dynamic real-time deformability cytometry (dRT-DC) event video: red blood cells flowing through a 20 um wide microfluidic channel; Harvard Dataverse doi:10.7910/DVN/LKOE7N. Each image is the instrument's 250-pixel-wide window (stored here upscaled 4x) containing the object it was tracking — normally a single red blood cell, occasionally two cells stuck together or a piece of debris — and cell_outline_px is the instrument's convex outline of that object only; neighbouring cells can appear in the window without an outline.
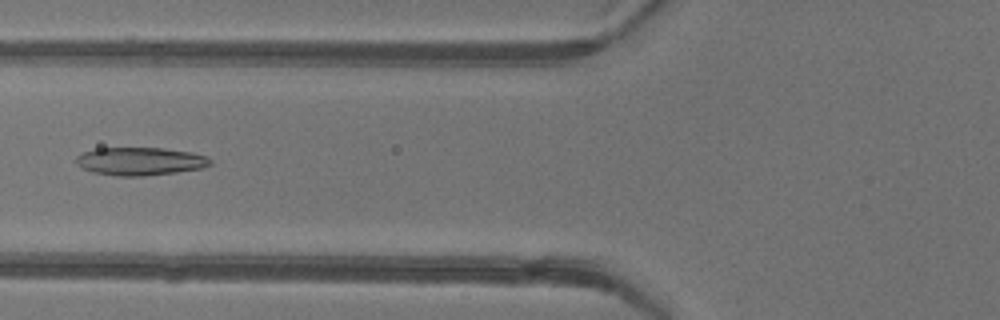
{"species": "common noctule bat (a hibernating species)", "species_latin": "Nyctalus noctula", "temperature_condition": "warm", "stored_images_in_passage": 50, "camera_frame_rate_fps": 3000, "um_per_image_px": 0.085, "animal": {"sex": "female"}, "frame": {"image": 1, "passage_image": 21, "time_ms": 6.667, "image_size_px": [1000, 320], "cell_outline_px": [[212, 164], [200, 168], [176, 172], [144, 176], [116, 176], [92, 172], [80, 168], [76, 164], [76, 156], [84, 152], [96, 148], [164, 148], [192, 152], [208, 156], [212, 160]], "centroid_in_image_um": [11.9, 13.71], "position_along_channel_um": 113.9, "area_um2": 22.08}}
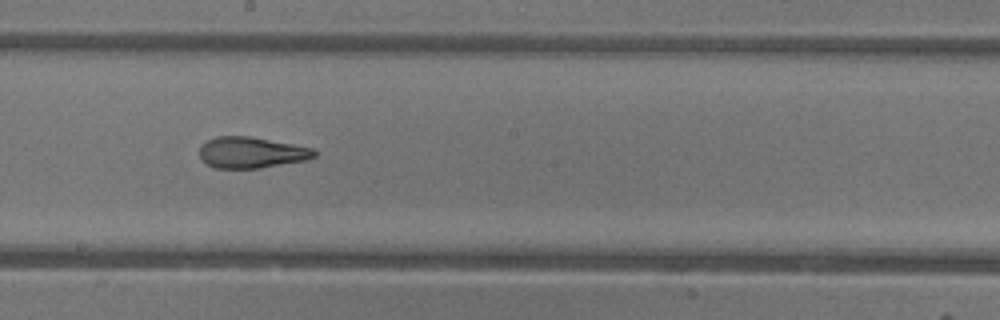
{"frame": {"image": 2, "passage_image": 29, "time_ms": 9.333, "image_size_px": [1000, 320], "cell_outline_px": [[316, 156], [304, 160], [260, 168], [216, 168], [200, 160], [200, 144], [216, 136], [248, 136], [292, 144], [312, 148], [316, 152]], "centroid_in_image_um": [21.32, 12.96], "position_along_channel_um": 226.9, "area_um2": 20.63}}
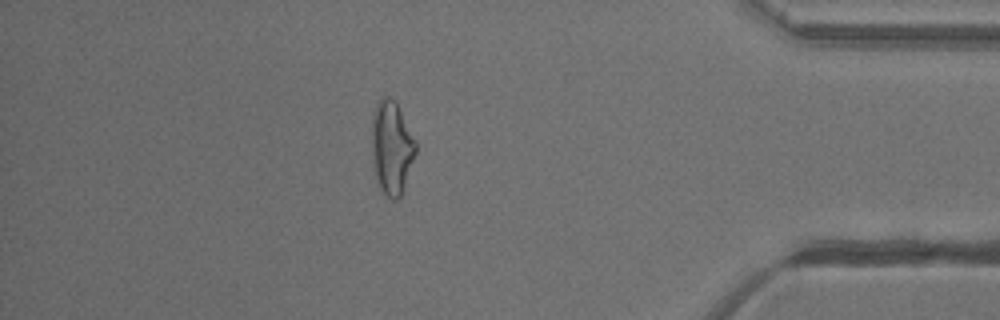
{"frame": {"image": 3, "passage_image": 44, "time_ms": 14.333, "image_size_px": [1000, 320], "cell_outline_px": [[416, 152], [400, 196], [396, 200], [392, 200], [380, 188], [376, 176], [372, 148], [372, 116], [376, 104], [380, 96], [392, 96], [396, 100], [416, 140]], "centroid_in_image_um": [33.3, 12.45], "position_along_channel_um": 401.9, "area_um2": 23.81}, "authors_computed_cell_mechanics": {"area_um2": 23.2356, "velocity_mm_per_s": 4.2174, "shape_relaxation_time_tau1_ms": null, "shape_relaxation_time_tau2_ms": 1.5122, "deformation_change_tau1": null, "deformation_change_tau2": 0.0958}}